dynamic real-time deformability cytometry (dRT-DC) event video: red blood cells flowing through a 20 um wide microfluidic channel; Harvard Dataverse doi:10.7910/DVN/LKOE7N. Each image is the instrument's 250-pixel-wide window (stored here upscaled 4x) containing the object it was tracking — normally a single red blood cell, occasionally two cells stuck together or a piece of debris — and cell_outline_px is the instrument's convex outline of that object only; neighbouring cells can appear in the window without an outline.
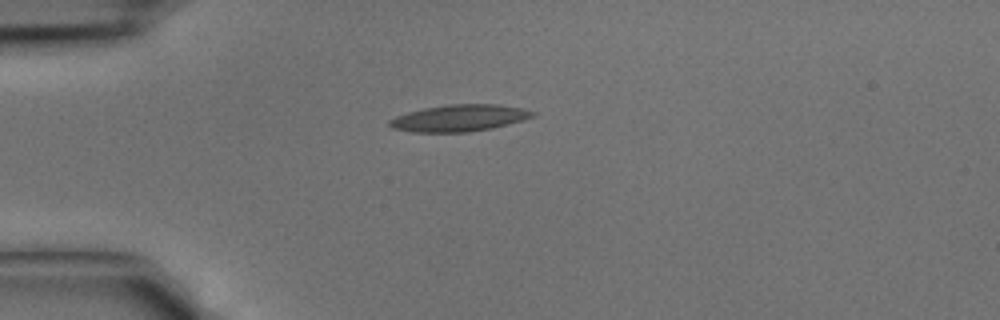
{"species": "common noctule bat (a hibernating species)", "species_latin": "Nyctalus noctula", "temperature_condition": "cold", "stored_images_in_passage": 32, "camera_frame_rate_fps": 3000, "um_per_image_px": 0.085, "animal": {"sex": "male", "body_mass_g": 15.6}, "frame": {"image": 1, "passage_image": 1, "time_ms": 0.0, "image_size_px": [1000, 320], "cell_outline_px": [[536, 112], [532, 116], [520, 120], [492, 128], [468, 132], [412, 132], [392, 128], [388, 124], [388, 120], [396, 116], [408, 112], [424, 108], [448, 104], [496, 104], [524, 108]], "centroid_in_image_um": [38.99, 10.03], "position_along_channel_um": 46.0, "area_um2": 22.14}}
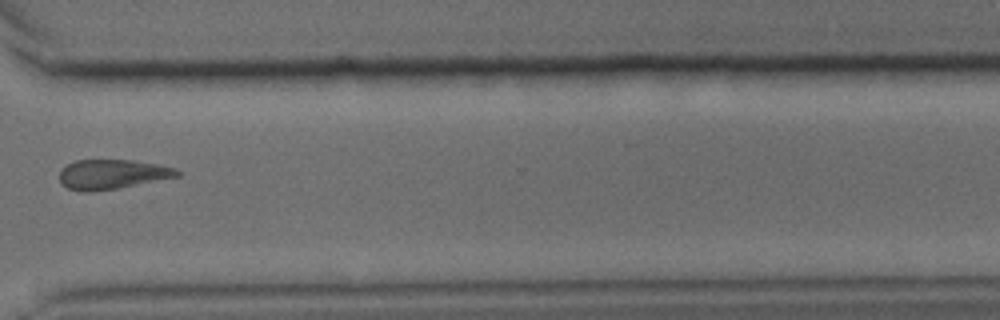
{"frame": {"image": 2, "passage_image": 22, "time_ms": 7.0, "image_size_px": [1000, 320], "cell_outline_px": [[180, 176], [116, 188], [88, 192], [84, 192], [68, 188], [60, 184], [60, 168], [76, 160], [132, 160], [156, 164], [172, 168], [180, 172]], "centroid_in_image_um": [9.47, 14.81], "position_along_channel_um": 361.1, "area_um2": 20.06}}
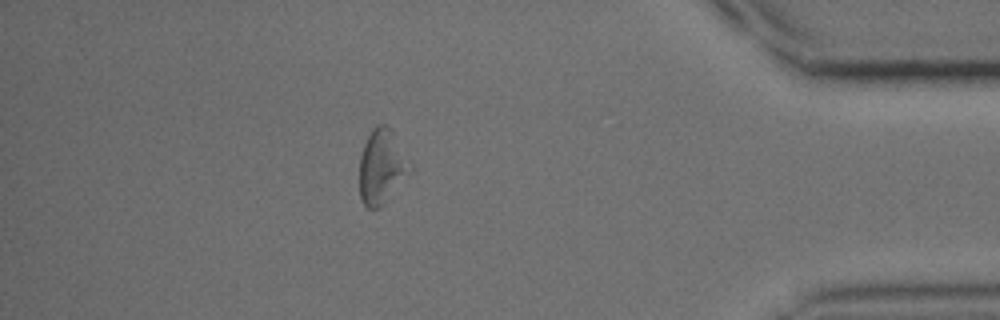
{"frame": {"image": 3, "passage_image": 27, "time_ms": 8.667, "image_size_px": [1000, 320], "cell_outline_px": [[412, 172], [384, 204], [380, 208], [368, 208], [364, 204], [360, 196], [360, 156], [364, 144], [372, 128], [376, 124], [384, 124], [392, 128], [412, 164]], "centroid_in_image_um": [32.49, 14.15], "position_along_channel_um": 402.7, "area_um2": 22.37}}